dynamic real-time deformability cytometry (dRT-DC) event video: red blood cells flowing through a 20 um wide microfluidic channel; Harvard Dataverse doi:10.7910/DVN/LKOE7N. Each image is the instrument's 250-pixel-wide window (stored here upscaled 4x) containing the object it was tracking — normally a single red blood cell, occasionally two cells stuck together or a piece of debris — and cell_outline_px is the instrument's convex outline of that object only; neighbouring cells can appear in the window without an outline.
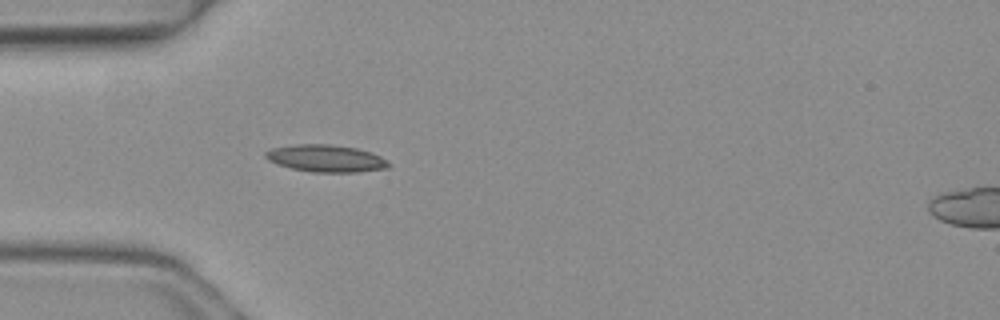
{"species": "common noctule bat (a hibernating species)", "species_latin": "Nyctalus noctula", "temperature_condition": "warm", "stored_images_in_passage": 1, "camera_frame_rate_fps": 3000, "um_per_image_px": 0.085, "animal": {"sex": "female", "body_mass_g": 19.3, "forearm_length_mm": 54.1}, "frame": {"image": 1, "passage_image": 1, "time_ms": 0.0, "image_size_px": [1000, 320], "cell_outline_px": [[392, 164], [388, 168], [356, 172], [312, 172], [292, 168], [276, 164], [268, 160], [264, 156], [264, 152], [272, 148], [296, 144], [332, 144], [356, 148], [372, 152], [388, 160]], "centroid_in_image_um": [27.72, 13.46], "position_along_channel_um": 57.3, "area_um2": 19.65}}